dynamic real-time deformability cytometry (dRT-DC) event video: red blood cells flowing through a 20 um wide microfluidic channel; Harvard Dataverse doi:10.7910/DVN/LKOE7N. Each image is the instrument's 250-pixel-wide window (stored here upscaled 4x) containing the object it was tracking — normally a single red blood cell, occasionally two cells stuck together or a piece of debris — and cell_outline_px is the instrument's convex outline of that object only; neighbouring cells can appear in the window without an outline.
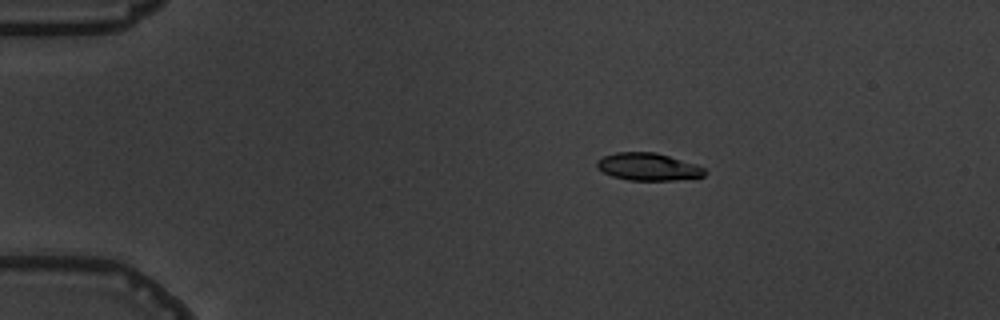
{"species": "common noctule bat (a hibernating species)", "species_latin": "Nyctalus noctula", "temperature_condition": "warm", "stored_images_in_passage": 5, "camera_frame_rate_fps": 3000, "um_per_image_px": 0.085, "animal": {"sex": "male", "body_mass_g": 19.5, "forearm_length_mm": 54.6}, "frame": {"image": 1, "passage_image": 3, "time_ms": 2.333, "image_size_px": [1000, 320], "cell_outline_px": [[708, 172], [704, 176], [672, 180], [628, 180], [612, 176], [596, 168], [596, 160], [604, 156], [616, 152], [656, 152], [696, 164], [704, 168]], "centroid_in_image_um": [55.08, 14.17], "position_along_channel_um": 29.9, "area_um2": 17.28}}